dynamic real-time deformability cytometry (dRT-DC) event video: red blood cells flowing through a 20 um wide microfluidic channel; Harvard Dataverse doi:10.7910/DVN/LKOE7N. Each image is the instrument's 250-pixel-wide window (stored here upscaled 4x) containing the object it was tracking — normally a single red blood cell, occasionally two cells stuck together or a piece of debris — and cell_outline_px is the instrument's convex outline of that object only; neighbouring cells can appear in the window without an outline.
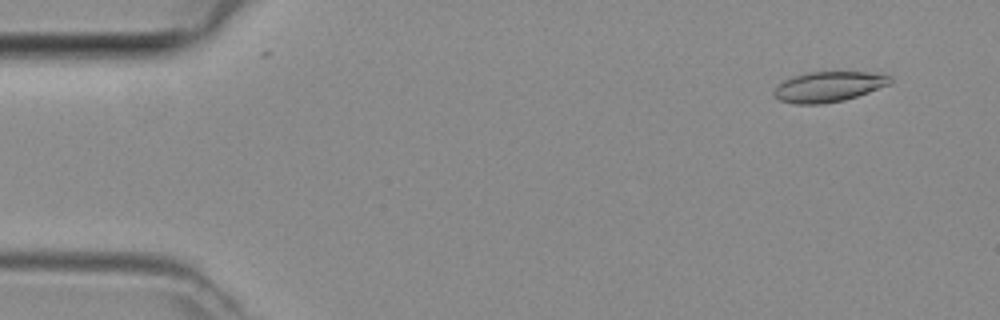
{"species": "common noctule bat (a hibernating species)", "species_latin": "Nyctalus noctula", "temperature_condition": "room temperature", "stored_images_in_passage": 47, "camera_frame_rate_fps": 3000, "um_per_image_px": 0.085, "animal": {"sex": "female", "body_mass_g": 29.2, "forearm_length_mm": 56.3}, "frame": {"image": 1, "passage_image": 4, "time_ms": 1.0, "image_size_px": [1000, 320], "cell_outline_px": [[892, 84], [844, 100], [820, 104], [796, 104], [780, 100], [772, 92], [784, 80], [792, 76], [808, 72], [868, 72], [892, 76]], "centroid_in_image_um": [70.45, 7.36], "position_along_channel_um": 14.5, "area_um2": 20.4}}
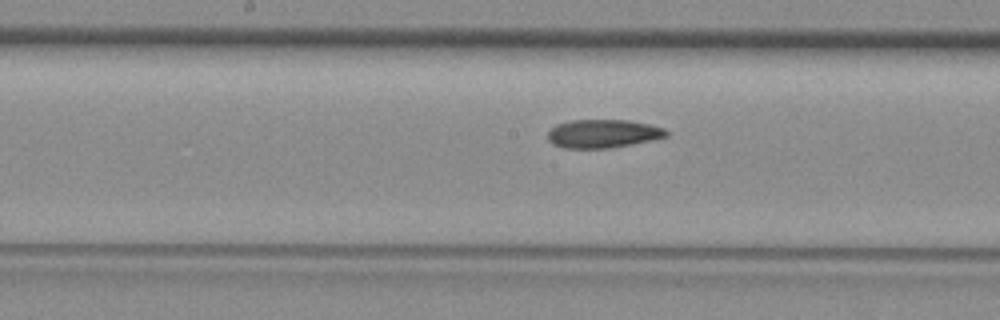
{"frame": {"image": 2, "passage_image": 24, "time_ms": 7.667, "image_size_px": [1000, 320], "cell_outline_px": [[668, 136], [652, 140], [632, 144], [608, 148], [564, 148], [552, 144], [548, 140], [548, 132], [556, 124], [572, 120], [628, 120], [648, 124], [664, 128], [668, 132]], "centroid_in_image_um": [51.24, 11.36], "position_along_channel_um": 197.0, "area_um2": 19.59}}
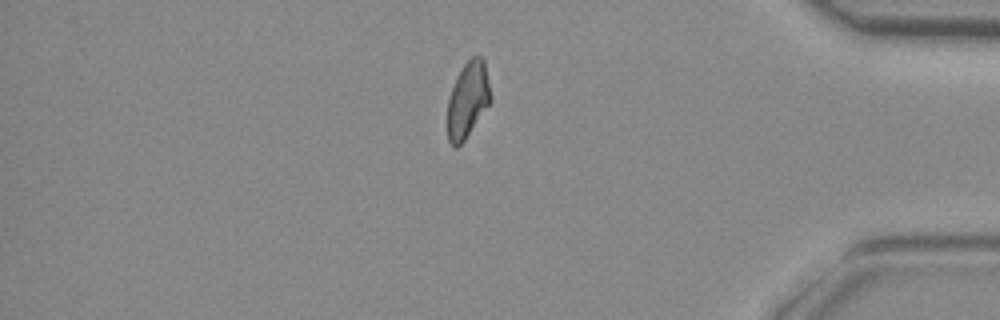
{"frame": {"image": 3, "passage_image": 40, "time_ms": 13.0, "image_size_px": [1000, 320], "cell_outline_px": [[492, 100], [464, 140], [456, 148], [452, 148], [448, 140], [448, 100], [452, 88], [464, 64], [472, 56], [484, 56]], "centroid_in_image_um": [39.78, 8.48], "position_along_channel_um": 395.4, "area_um2": 18.9}}